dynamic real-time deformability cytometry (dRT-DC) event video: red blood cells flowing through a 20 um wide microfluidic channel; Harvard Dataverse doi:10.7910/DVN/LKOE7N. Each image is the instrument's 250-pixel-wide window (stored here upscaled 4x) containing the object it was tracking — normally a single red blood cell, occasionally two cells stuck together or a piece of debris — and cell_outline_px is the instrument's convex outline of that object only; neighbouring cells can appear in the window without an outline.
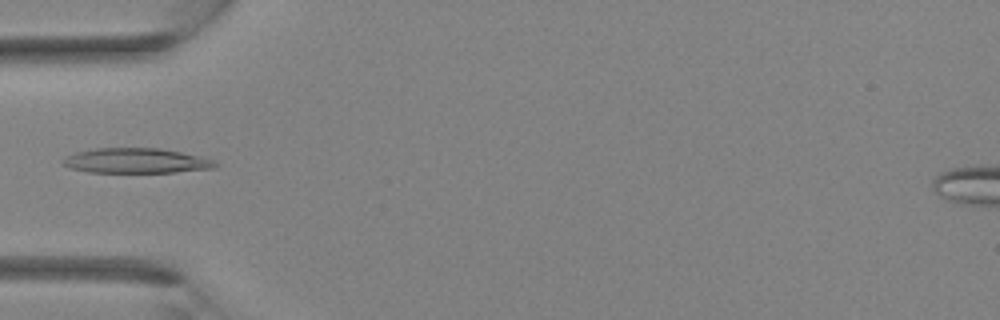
{"species": "Egyptian fruit bat (a non-hibernating species)", "species_latin": "Rousettus aegyptiacus", "temperature_condition": "room temperature", "stored_images_in_passage": 36, "camera_frame_rate_fps": 3000, "um_per_image_px": 0.085, "animal": {"sex": "female"}, "frame": {"image": 1, "passage_image": 12, "time_ms": 3.667, "image_size_px": [1000, 320], "cell_outline_px": [[220, 164], [216, 168], [176, 172], [88, 172], [72, 168], [64, 164], [64, 156], [76, 152], [96, 148], [160, 148], [180, 152], [216, 160]], "centroid_in_image_um": [11.63, 13.66], "position_along_channel_um": 73.4, "area_um2": 22.14}}
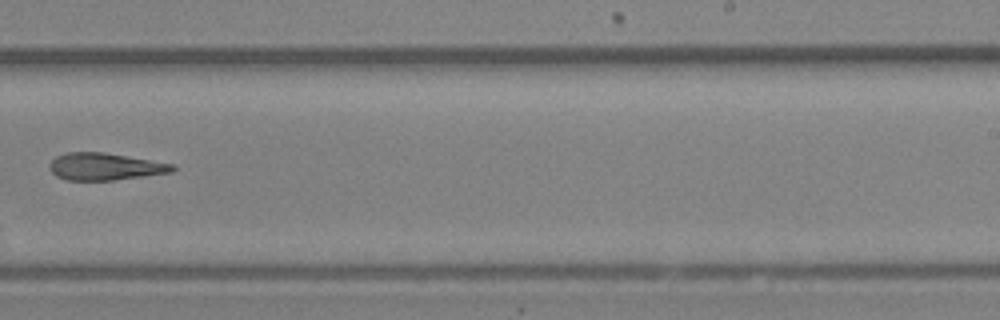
{"frame": {"image": 2, "passage_image": 23, "time_ms": 7.333, "image_size_px": [1000, 320], "cell_outline_px": [[176, 168], [172, 172], [144, 176], [112, 180], [68, 180], [56, 176], [48, 168], [48, 164], [56, 156], [68, 152], [104, 152], [172, 164]], "centroid_in_image_um": [8.87, 14.16], "position_along_channel_um": 280.1, "area_um2": 19.31}}
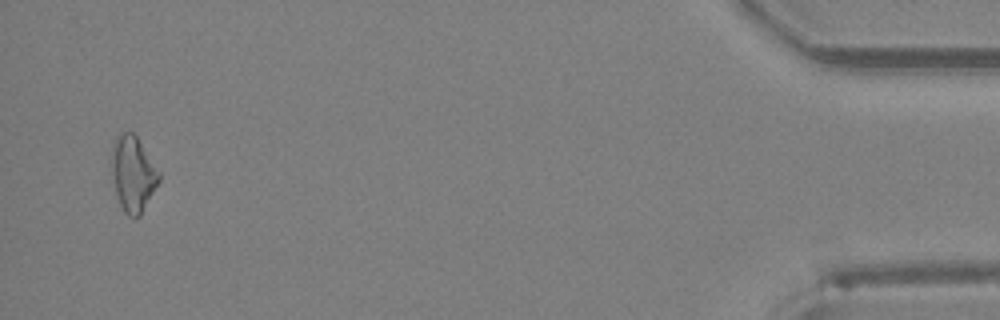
{"frame": {"image": 3, "passage_image": 35, "time_ms": 11.333, "image_size_px": [1000, 320], "cell_outline_px": [[160, 180], [140, 216], [128, 216], [124, 212], [120, 204], [116, 192], [112, 176], [112, 148], [116, 136], [124, 132], [132, 132], [136, 136], [160, 172]], "centroid_in_image_um": [11.31, 14.78], "position_along_channel_um": 423.9, "area_um2": 20.52}}